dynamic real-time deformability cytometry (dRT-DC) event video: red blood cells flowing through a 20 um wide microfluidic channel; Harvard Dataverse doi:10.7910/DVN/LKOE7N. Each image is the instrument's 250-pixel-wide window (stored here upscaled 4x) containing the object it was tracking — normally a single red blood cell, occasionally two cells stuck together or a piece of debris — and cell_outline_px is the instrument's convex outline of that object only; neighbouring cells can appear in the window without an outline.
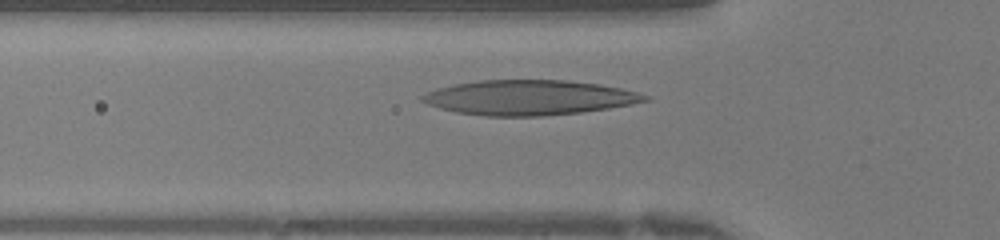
{"species": "human", "species_latin": "Homo sapiens", "temperature_condition": "warm", "stored_images_in_passage": 28, "camera_frame_rate_fps": 3000, "um_per_image_px": 0.085, "donor": {"sex": "female"}, "frame": {"image": 1, "passage_image": 7, "time_ms": 2.0, "image_size_px": [1000, 240], "cell_outline_px": [[652, 100], [632, 104], [608, 108], [580, 112], [544, 116], [484, 116], [456, 112], [440, 108], [428, 104], [420, 100], [420, 96], [436, 88], [452, 84], [480, 80], [568, 80], [600, 84], [620, 88], [636, 92], [648, 96]], "centroid_in_image_um": [44.96, 8.29], "position_along_channel_um": 80.8, "area_um2": 45.37}}
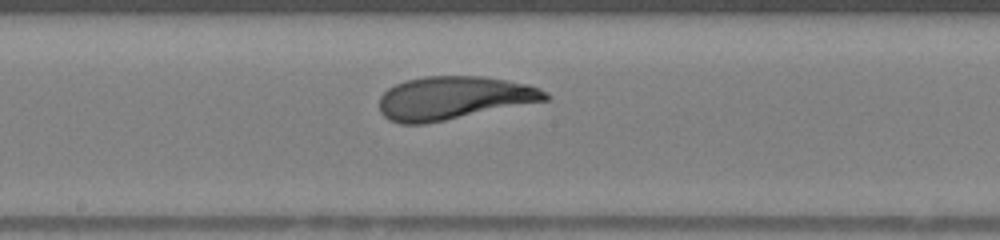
{"frame": {"image": 2, "passage_image": 15, "time_ms": 4.667, "image_size_px": [1000, 240], "cell_outline_px": [[552, 96], [548, 100], [424, 124], [400, 124], [388, 120], [380, 112], [380, 96], [388, 88], [396, 84], [408, 80], [424, 76], [484, 76], [508, 80], [528, 84], [540, 88], [548, 92]], "centroid_in_image_um": [38.58, 8.32], "position_along_channel_um": 209.6, "area_um2": 41.85}}
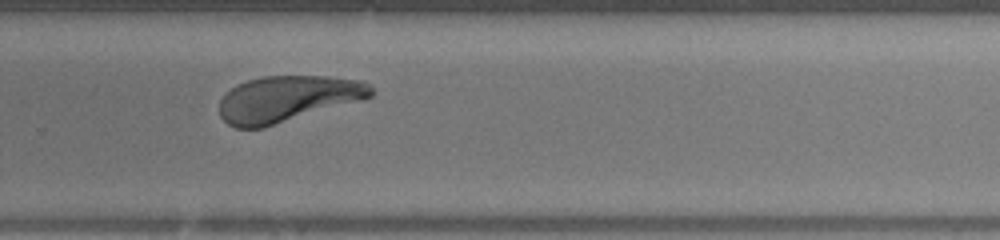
{"frame": {"image": 3, "passage_image": 21, "time_ms": 6.667, "image_size_px": [1000, 240], "cell_outline_px": [[372, 96], [364, 100], [264, 128], [236, 128], [228, 124], [220, 116], [220, 100], [236, 84], [248, 80], [264, 76], [328, 76], [364, 80], [372, 88]], "centroid_in_image_um": [24.48, 8.41], "position_along_channel_um": 305.3, "area_um2": 41.1}}